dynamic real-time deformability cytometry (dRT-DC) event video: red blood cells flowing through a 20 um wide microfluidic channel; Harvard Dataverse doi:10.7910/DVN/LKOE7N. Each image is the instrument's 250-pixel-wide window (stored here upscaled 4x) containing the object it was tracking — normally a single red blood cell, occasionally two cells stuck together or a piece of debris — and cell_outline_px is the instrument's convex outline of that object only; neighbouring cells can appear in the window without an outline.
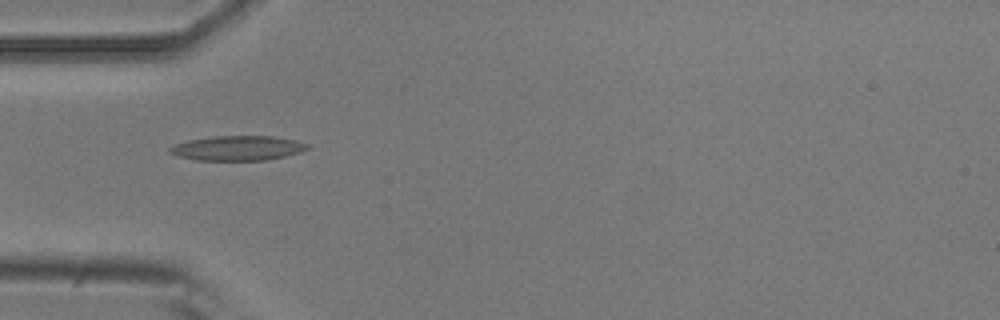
{"species": "common noctule bat (a hibernating species)", "species_latin": "Nyctalus noctula", "temperature_condition": "room temperature", "stored_images_in_passage": 7, "camera_frame_rate_fps": 3000, "um_per_image_px": 0.085, "animal": {"sex": "male", "body_mass_g": 20.5, "forearm_length_mm": 52.5}, "frame": {"image": 1, "passage_image": 3, "time_ms": 0.667, "image_size_px": [1000, 320], "cell_outline_px": [[312, 148], [300, 152], [268, 160], [196, 160], [176, 156], [168, 152], [168, 148], [172, 144], [188, 140], [216, 136], [272, 136], [296, 140], [308, 144]], "centroid_in_image_um": [20.18, 12.59], "position_along_channel_um": 64.8, "area_um2": 20.0}}
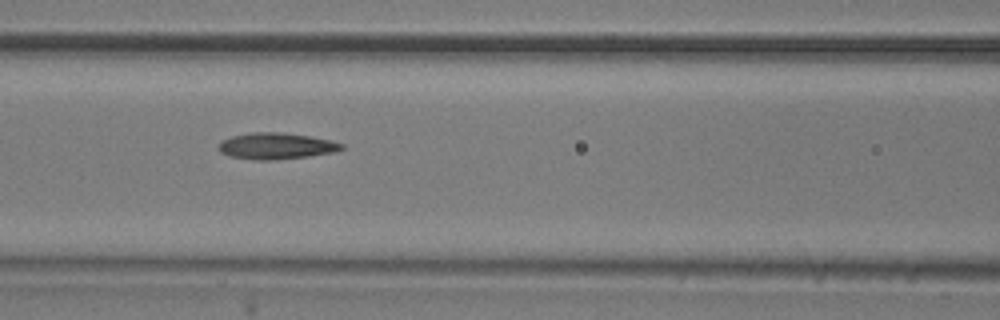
{"frame": {"image": 2, "passage_image": 5, "time_ms": 1.333, "image_size_px": [1000, 320], "cell_outline_px": [[344, 148], [336, 152], [308, 156], [276, 160], [256, 160], [232, 156], [220, 152], [220, 144], [224, 140], [232, 136], [252, 132], [280, 132], [308, 136], [328, 140], [344, 144]], "centroid_in_image_um": [23.51, 12.41], "position_along_channel_um": 143.1, "area_um2": 18.61}}
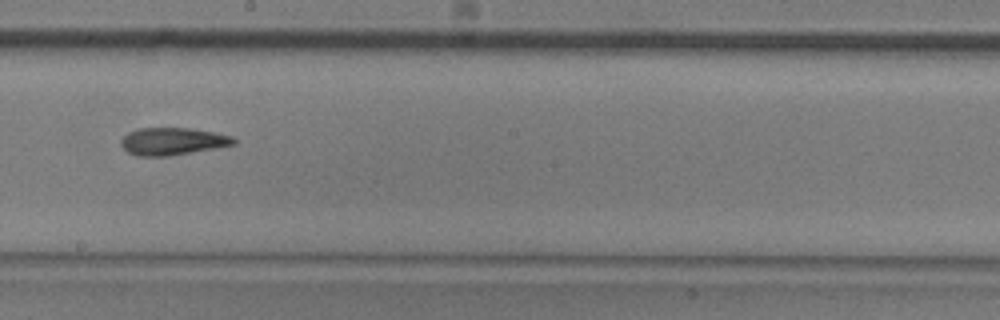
{"frame": {"image": 3, "passage_image": 7, "time_ms": 2.0, "image_size_px": [1000, 320], "cell_outline_px": [[236, 144], [216, 148], [168, 156], [136, 156], [128, 152], [120, 144], [120, 140], [128, 132], [140, 128], [192, 128], [232, 136], [236, 140]], "centroid_in_image_um": [14.66, 12.01], "position_along_channel_um": 233.5, "area_um2": 17.98}}